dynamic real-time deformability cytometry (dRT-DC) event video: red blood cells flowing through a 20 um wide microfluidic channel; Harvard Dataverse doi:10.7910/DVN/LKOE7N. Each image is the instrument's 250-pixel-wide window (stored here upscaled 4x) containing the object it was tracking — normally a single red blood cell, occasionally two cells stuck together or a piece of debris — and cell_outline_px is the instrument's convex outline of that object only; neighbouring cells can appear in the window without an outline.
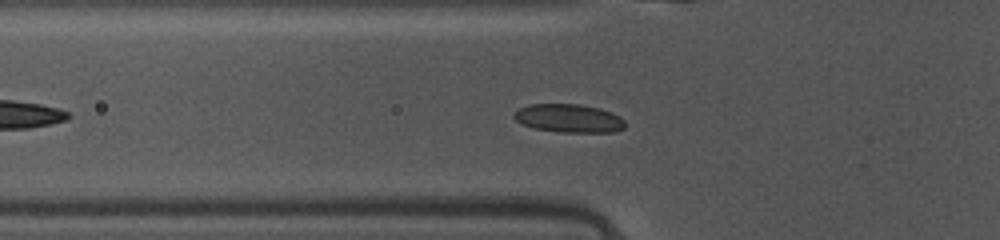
{"species": "common noctule bat (a hibernating species)", "species_latin": "Nyctalus noctula", "temperature_condition": "warm", "stored_images_in_passage": 38, "camera_frame_rate_fps": 3000, "um_per_image_px": 0.085, "animal": {"sex": "female", "body_mass_g": 10.0, "forearm_length_mm": 53.1}, "frame": {"image": 1, "passage_image": 5, "time_ms": 1.333, "image_size_px": [1000, 240], "cell_outline_px": [[624, 128], [616, 132], [564, 132], [532, 128], [516, 120], [512, 116], [520, 108], [528, 104], [580, 104], [600, 108], [612, 112], [620, 116], [624, 120]], "centroid_in_image_um": [48.38, 10.05], "position_along_channel_um": 77.4, "area_um2": 18.38}}
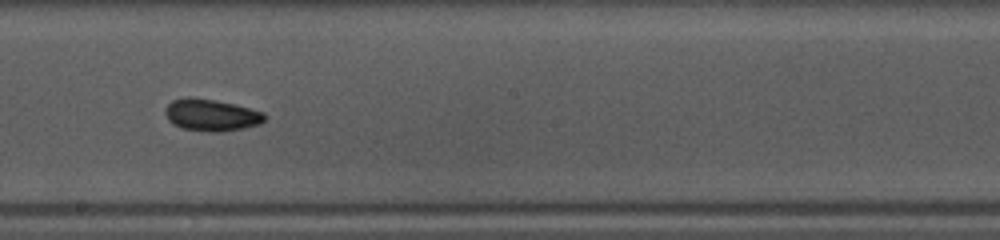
{"frame": {"image": 2, "passage_image": 16, "time_ms": 5.0, "image_size_px": [1000, 240], "cell_outline_px": [[268, 116], [260, 124], [244, 128], [224, 132], [208, 132], [180, 128], [172, 124], [168, 120], [164, 112], [168, 104], [172, 100], [188, 96], [216, 100], [236, 104], [264, 112]], "centroid_in_image_um": [17.96, 9.78], "position_along_channel_um": 230.2, "area_um2": 18.9}}
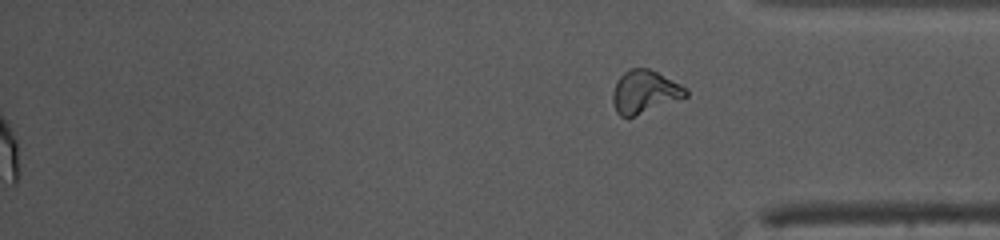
{"frame": {"image": 3, "passage_image": 38, "time_ms": 12.333, "image_size_px": [1000, 240], "cell_outline_px": [[688, 96], [632, 116], [620, 116], [616, 112], [612, 100], [612, 92], [616, 80], [624, 72], [632, 68], [648, 68], [688, 88]], "centroid_in_image_um": [54.77, 7.79], "position_along_channel_um": 380.4, "area_um2": 17.98}, "authors_computed_cell_mechanics": {"area_um2": 17.8313, "velocity_mm_per_s": 4.134, "shape_relaxation_time_tau1_ms": 5.5019, "shape_relaxation_time_tau2_ms": 3.9108, "deformation_change_tau1": 0.1083, "deformation_change_tau2": 0.1}}